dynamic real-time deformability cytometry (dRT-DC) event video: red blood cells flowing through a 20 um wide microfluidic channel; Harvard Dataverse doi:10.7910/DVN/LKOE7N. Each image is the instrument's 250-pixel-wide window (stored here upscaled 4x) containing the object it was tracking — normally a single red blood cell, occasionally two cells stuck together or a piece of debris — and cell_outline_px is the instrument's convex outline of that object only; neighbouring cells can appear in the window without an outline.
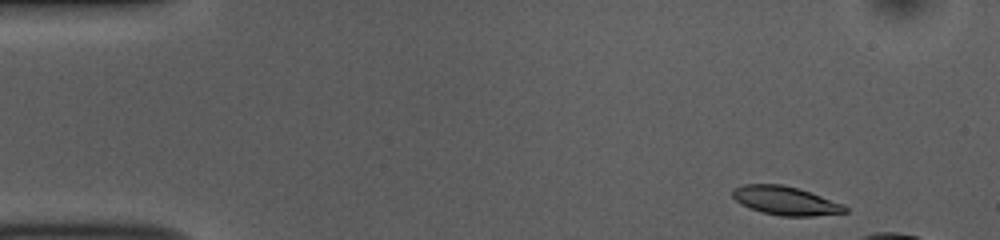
{"species": "common noctule bat (a hibernating species)", "species_latin": "Nyctalus noctula", "temperature_condition": "room temperature", "stored_images_in_passage": 10, "camera_frame_rate_fps": 3000, "um_per_image_px": 0.085, "animal": {"sex": "female", "body_mass_g": 10.0, "forearm_length_mm": 53.1}, "frame": {"image": 1, "passage_image": 1, "time_ms": 0.0, "image_size_px": [1000, 240], "cell_outline_px": [[848, 212], [816, 216], [780, 216], [760, 212], [740, 204], [732, 196], [732, 188], [744, 184], [780, 184], [800, 188], [844, 204], [848, 208]], "centroid_in_image_um": [66.77, 17.06], "position_along_channel_um": 18.2, "area_um2": 19.07}}